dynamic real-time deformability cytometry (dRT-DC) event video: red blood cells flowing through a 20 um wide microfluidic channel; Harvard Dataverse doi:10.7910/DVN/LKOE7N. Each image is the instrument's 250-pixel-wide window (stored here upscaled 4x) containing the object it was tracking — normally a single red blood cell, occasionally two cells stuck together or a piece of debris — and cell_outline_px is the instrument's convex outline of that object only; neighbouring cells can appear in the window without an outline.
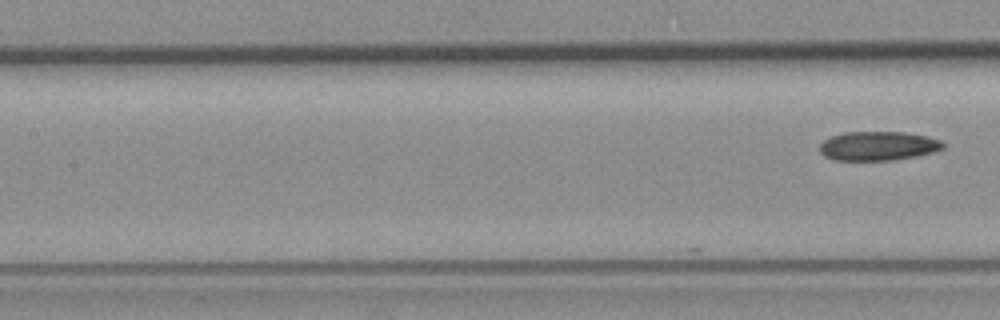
{"species": "common noctule bat (a hibernating species)", "species_latin": "Nyctalus noctula", "temperature_condition": "room temperature", "stored_images_in_passage": 11, "camera_frame_rate_fps": 3000, "um_per_image_px": 0.085, "animal": {"sex": "female", "body_mass_g": 19.3, "forearm_length_mm": 54.1}, "frame": {"image": 1, "passage_image": 11, "time_ms": 3.333, "image_size_px": [1000, 320], "cell_outline_px": [[944, 148], [936, 152], [916, 156], [892, 160], [832, 160], [824, 156], [820, 152], [820, 144], [824, 140], [832, 136], [844, 132], [904, 132], [928, 136], [940, 140], [944, 144]], "centroid_in_image_um": [74.65, 12.41], "position_along_channel_um": 132.7, "area_um2": 21.04}}